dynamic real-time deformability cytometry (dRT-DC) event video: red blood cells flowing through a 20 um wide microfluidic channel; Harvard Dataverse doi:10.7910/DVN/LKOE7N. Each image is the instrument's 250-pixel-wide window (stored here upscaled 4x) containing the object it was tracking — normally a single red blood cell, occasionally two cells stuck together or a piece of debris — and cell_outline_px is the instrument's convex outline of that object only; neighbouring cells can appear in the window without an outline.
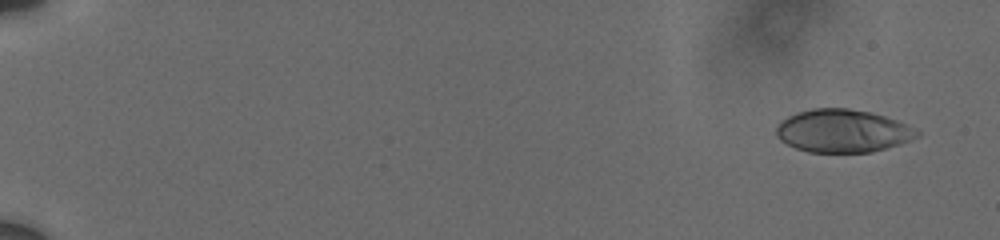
{"species": "human", "species_latin": "Homo sapiens", "temperature_condition": "cold", "stored_images_in_passage": 40, "camera_frame_rate_fps": 3000, "um_per_image_px": 0.085, "donor": {"sex": "male"}, "frame": {"image": 1, "passage_image": 4, "time_ms": 1.0, "image_size_px": [1000, 240], "cell_outline_px": [[920, 136], [900, 144], [872, 152], [808, 152], [796, 148], [780, 140], [776, 136], [776, 128], [788, 116], [796, 112], [812, 108], [848, 108], [872, 112], [896, 120], [916, 128], [920, 132]], "centroid_in_image_um": [71.65, 11.12], "position_along_channel_um": 13.3, "area_um2": 35.26}}
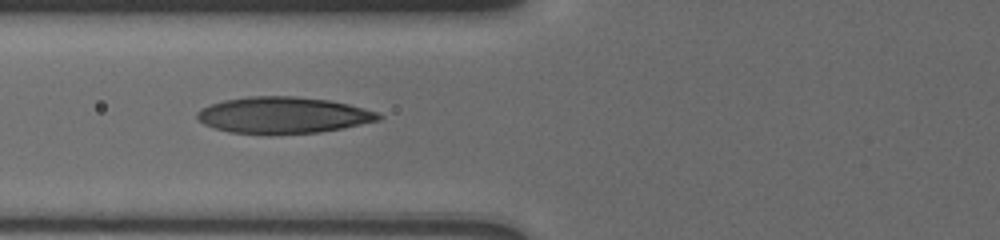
{"frame": {"image": 2, "passage_image": 34, "time_ms": 8.333, "image_size_px": [1000, 240], "cell_outline_px": [[384, 116], [380, 120], [320, 132], [228, 132], [204, 124], [196, 120], [196, 112], [200, 108], [208, 104], [224, 100], [248, 96], [296, 96], [328, 100], [348, 104], [364, 108], [376, 112]], "centroid_in_image_um": [24.03, 9.75], "position_along_channel_um": 101.8, "area_um2": 37.86}}
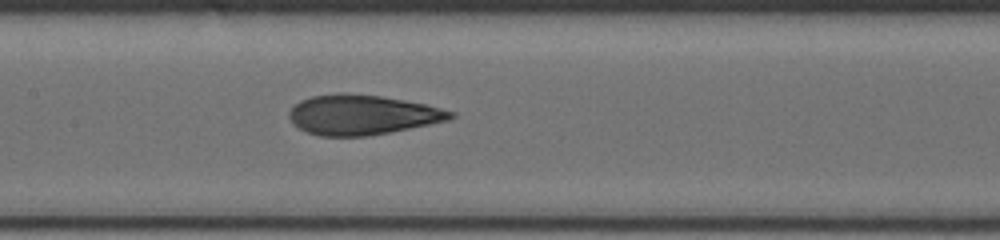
{"frame": {"image": 3, "passage_image": 39, "time_ms": 10.333, "image_size_px": [1000, 240], "cell_outline_px": [[456, 116], [452, 120], [368, 136], [320, 136], [308, 132], [292, 124], [288, 116], [288, 112], [300, 100], [312, 96], [336, 92], [344, 92], [380, 96], [404, 100], [424, 104], [456, 112]], "centroid_in_image_um": [30.79, 9.75], "position_along_channel_um": 176.6, "area_um2": 37.69}}